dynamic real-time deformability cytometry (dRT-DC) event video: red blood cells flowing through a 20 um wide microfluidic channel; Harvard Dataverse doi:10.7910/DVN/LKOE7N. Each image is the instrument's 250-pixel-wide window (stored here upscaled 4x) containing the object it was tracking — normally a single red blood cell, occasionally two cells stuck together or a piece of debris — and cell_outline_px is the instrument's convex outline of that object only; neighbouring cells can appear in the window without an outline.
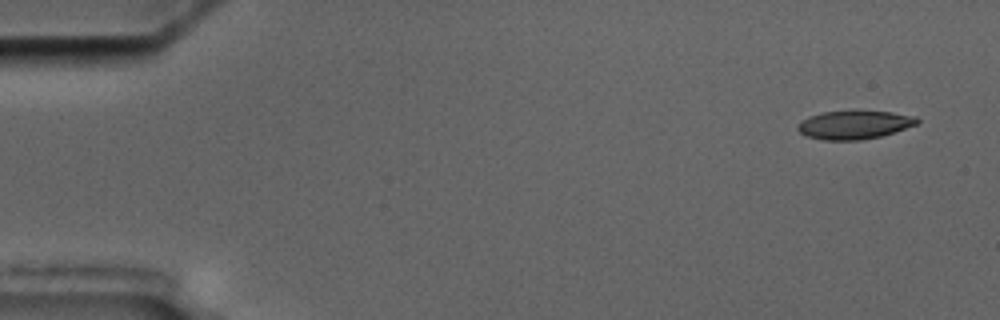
{"species": "common noctule bat (a hibernating species)", "species_latin": "Nyctalus noctula", "temperature_condition": "cold", "stored_images_in_passage": 5, "camera_frame_rate_fps": 3000, "um_per_image_px": 0.085, "animal": {"sex": "male", "body_mass_g": 17.5, "forearm_length_mm": 52.3}, "frame": {"image": 1, "passage_image": 1, "time_ms": 0.0, "image_size_px": [1000, 320], "cell_outline_px": [[920, 124], [880, 136], [860, 140], [824, 140], [808, 136], [800, 132], [796, 128], [796, 124], [800, 120], [808, 116], [824, 112], [892, 112], [916, 116], [920, 120]], "centroid_in_image_um": [72.62, 10.62], "position_along_channel_um": 12.4, "area_um2": 19.65}}